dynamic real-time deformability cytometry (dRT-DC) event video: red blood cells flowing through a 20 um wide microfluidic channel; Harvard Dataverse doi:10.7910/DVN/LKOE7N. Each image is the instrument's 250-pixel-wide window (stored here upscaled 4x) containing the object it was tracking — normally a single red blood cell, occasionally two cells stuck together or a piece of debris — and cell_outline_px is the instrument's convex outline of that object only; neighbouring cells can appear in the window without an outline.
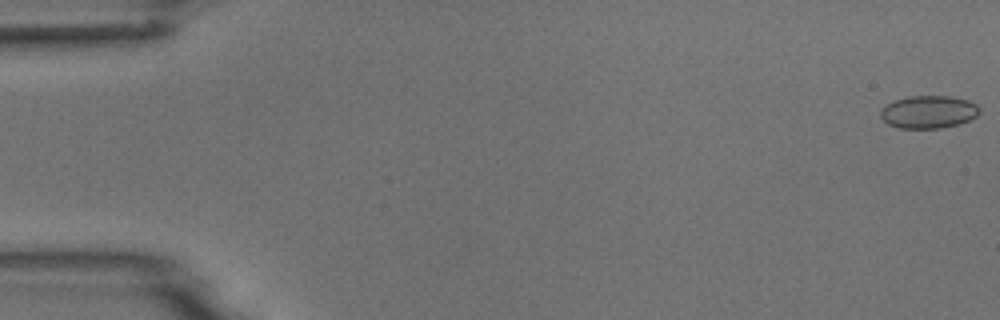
{"species": "common noctule bat (a hibernating species)", "species_latin": "Nyctalus noctula", "temperature_condition": "room temperature", "stored_images_in_passage": 9, "camera_frame_rate_fps": 3000, "um_per_image_px": 0.085, "animal": {"sex": "male", "body_mass_g": 18.8}, "frame": {"image": 1, "passage_image": 1, "time_ms": 0.0, "image_size_px": [1000, 320], "cell_outline_px": [[980, 112], [976, 116], [960, 124], [940, 128], [900, 128], [888, 124], [880, 116], [880, 112], [888, 104], [896, 100], [908, 96], [948, 96], [968, 100], [976, 104], [980, 108]], "centroid_in_image_um": [78.95, 9.52], "position_along_channel_um": 6.0, "area_um2": 18.73}}
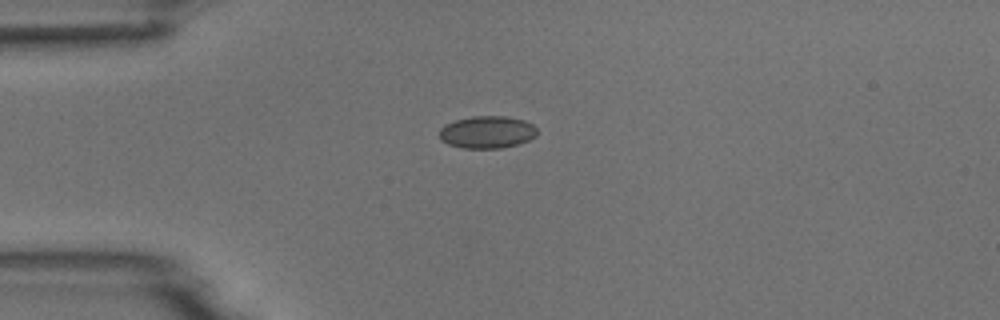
{"frame": {"image": 2, "passage_image": 4, "time_ms": 4.333, "image_size_px": [1000, 320], "cell_outline_px": [[536, 136], [528, 140], [516, 144], [500, 148], [460, 148], [448, 144], [440, 140], [440, 128], [444, 124], [456, 120], [472, 116], [508, 116], [524, 120], [532, 124], [536, 128]], "centroid_in_image_um": [41.38, 11.22], "position_along_channel_um": 43.6, "area_um2": 18.44}}